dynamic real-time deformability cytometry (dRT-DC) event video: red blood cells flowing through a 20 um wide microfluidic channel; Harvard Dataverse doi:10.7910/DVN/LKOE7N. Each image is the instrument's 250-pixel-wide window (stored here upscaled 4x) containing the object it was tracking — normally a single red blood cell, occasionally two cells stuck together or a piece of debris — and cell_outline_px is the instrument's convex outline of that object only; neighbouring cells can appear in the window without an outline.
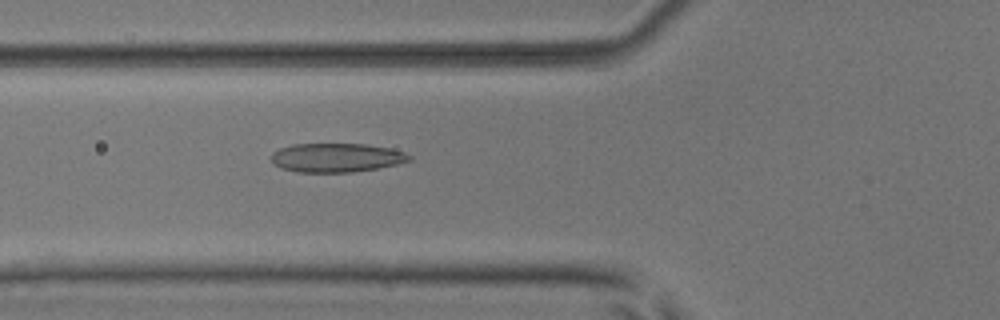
{"species": "common noctule bat (a hibernating species)", "species_latin": "Nyctalus noctula", "temperature_condition": "room temperature", "stored_images_in_passage": 53, "camera_frame_rate_fps": 3000, "um_per_image_px": 0.085, "animal": {"sex": "male", "body_mass_g": 17.9, "forearm_length_mm": 54.2}, "frame": {"image": 1, "passage_image": 20, "time_ms": 6.333, "image_size_px": [1000, 320], "cell_outline_px": [[412, 160], [396, 164], [376, 168], [352, 172], [296, 172], [280, 168], [272, 164], [272, 152], [280, 148], [292, 144], [364, 144], [392, 148], [404, 152], [412, 156]], "centroid_in_image_um": [28.58, 13.4], "position_along_channel_um": 97.2, "area_um2": 23.35}}
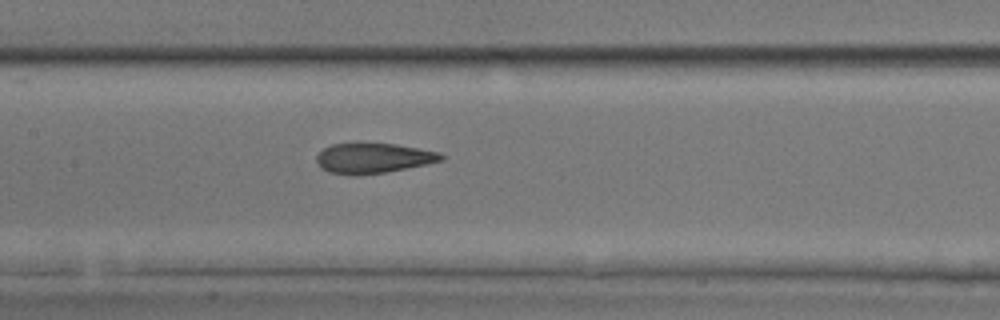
{"frame": {"image": 2, "passage_image": 26, "time_ms": 8.333, "image_size_px": [1000, 320], "cell_outline_px": [[444, 160], [384, 172], [356, 176], [352, 176], [328, 172], [320, 168], [316, 160], [316, 156], [324, 148], [332, 144], [356, 140], [396, 144], [440, 152], [444, 156]], "centroid_in_image_um": [31.65, 13.4], "position_along_channel_um": 175.8, "area_um2": 22.6}}
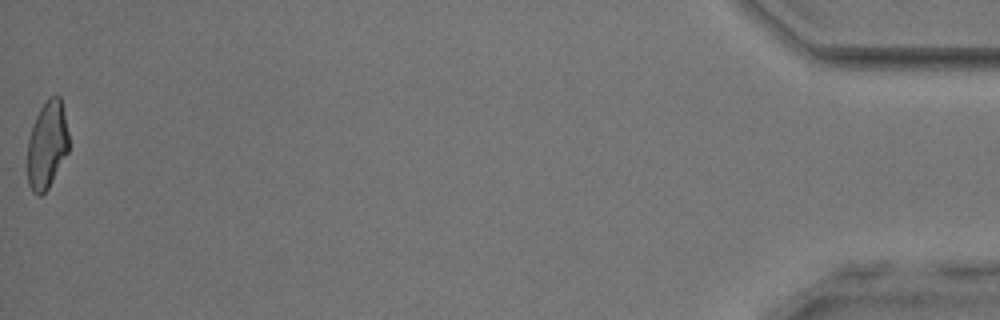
{"frame": {"image": 3, "passage_image": 53, "time_ms": 17.333, "image_size_px": [1000, 320], "cell_outline_px": [[68, 152], [48, 188], [40, 196], [36, 196], [32, 192], [28, 184], [28, 140], [32, 124], [40, 108], [52, 96], [60, 96], [68, 132]], "centroid_in_image_um": [3.99, 12.36], "position_along_channel_um": 431.2, "area_um2": 20.87}, "authors_computed_cell_mechanics": {"area_um2": 22.5998, "velocity_mm_per_s": 3.9166, "shape_relaxation_time_tau1_ms": 6.433, "shape_relaxation_time_tau2_ms": 1.735, "deformation_change_tau1": 0.1949, "deformation_change_tau2": 0.0866}}